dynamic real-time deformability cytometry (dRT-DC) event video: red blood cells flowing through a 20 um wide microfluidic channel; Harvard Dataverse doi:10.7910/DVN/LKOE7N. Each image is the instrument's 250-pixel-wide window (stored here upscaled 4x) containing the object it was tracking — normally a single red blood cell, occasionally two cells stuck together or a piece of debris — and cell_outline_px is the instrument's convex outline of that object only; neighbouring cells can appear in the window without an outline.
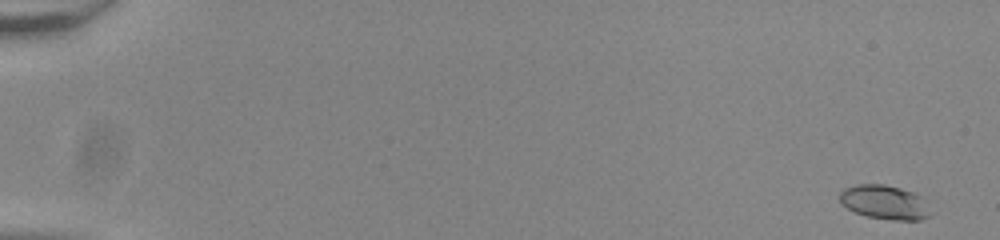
{"species": "common noctule bat (a hibernating species)", "species_latin": "Nyctalus noctula", "temperature_condition": "room temperature", "stored_images_in_passage": 54, "camera_frame_rate_fps": 3000, "um_per_image_px": 0.085, "animal": {"sex": "male", "body_mass_g": 20.0, "forearm_length_mm": 53.3}, "frame": {"image": 1, "passage_image": 1, "time_ms": 0.0, "image_size_px": [1000, 240], "cell_outline_px": [[936, 212], [920, 220], [892, 220], [864, 216], [848, 208], [840, 200], [840, 192], [844, 188], [856, 184], [884, 184], [900, 188], [912, 192], [920, 196]], "centroid_in_image_um": [75.25, 17.2], "position_along_channel_um": 9.8, "area_um2": 18.26}}
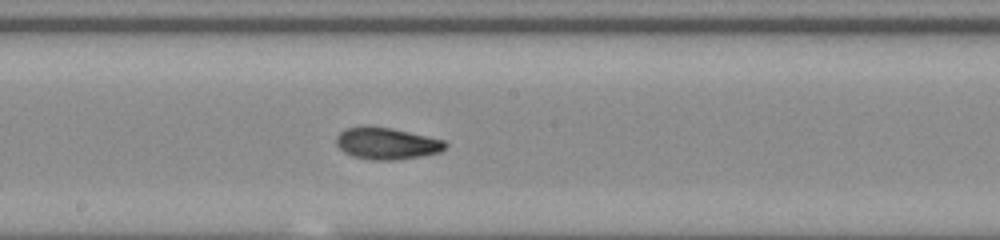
{"frame": {"image": 2, "passage_image": 31, "time_ms": 10.0, "image_size_px": [1000, 240], "cell_outline_px": [[448, 144], [440, 152], [420, 156], [396, 160], [372, 160], [352, 156], [344, 152], [336, 144], [336, 136], [344, 128], [364, 124], [368, 124], [392, 128], [428, 136], [444, 140]], "centroid_in_image_um": [32.82, 12.16], "position_along_channel_um": 215.4, "area_um2": 20.58}}
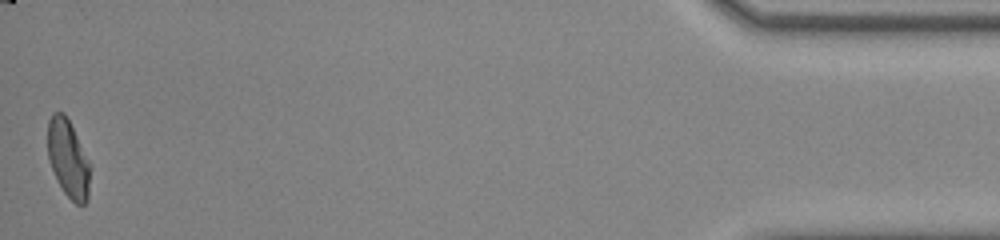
{"frame": {"image": 3, "passage_image": 54, "time_ms": 17.667, "image_size_px": [1000, 240], "cell_outline_px": [[88, 200], [84, 204], [76, 204], [64, 192], [56, 180], [48, 160], [48, 120], [52, 112], [64, 112], [88, 160]], "centroid_in_image_um": [5.74, 13.48], "position_along_channel_um": 429.5, "area_um2": 18.73}, "authors_computed_cell_mechanics": {"area_um2": 19.652, "velocity_mm_per_s": 3.8449, "shape_relaxation_time_tau1_ms": 5.6019, "shape_relaxation_time_tau2_ms": 1.9288, "deformation_change_tau1": 0.1804, "deformation_change_tau2": 0.0736}}